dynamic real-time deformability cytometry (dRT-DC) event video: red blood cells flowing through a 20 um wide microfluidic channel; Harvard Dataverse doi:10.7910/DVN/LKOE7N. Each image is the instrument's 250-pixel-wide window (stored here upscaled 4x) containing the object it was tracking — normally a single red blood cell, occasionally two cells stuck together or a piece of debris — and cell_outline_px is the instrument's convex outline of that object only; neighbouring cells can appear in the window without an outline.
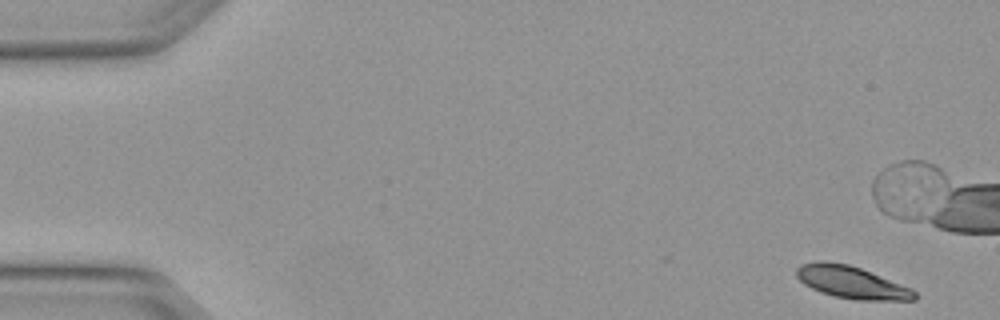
{"species": "Egyptian fruit bat (a non-hibernating species)", "species_latin": "Rousettus aegyptiacus", "temperature_condition": "warm", "stored_images_in_passage": 5, "camera_frame_rate_fps": 3000, "um_per_image_px": 0.085, "animal": {"sex": "female"}, "frame": {"image": 1, "passage_image": 1, "time_ms": 0.0, "image_size_px": [1000, 320], "cell_outline_px": [[916, 300], [856, 300], [832, 296], [820, 292], [804, 284], [796, 276], [796, 268], [800, 264], [816, 260], [824, 260], [848, 264], [860, 268], [912, 288], [916, 292]], "centroid_in_image_um": [72.35, 23.99], "position_along_channel_um": 12.7, "area_um2": 22.37}}